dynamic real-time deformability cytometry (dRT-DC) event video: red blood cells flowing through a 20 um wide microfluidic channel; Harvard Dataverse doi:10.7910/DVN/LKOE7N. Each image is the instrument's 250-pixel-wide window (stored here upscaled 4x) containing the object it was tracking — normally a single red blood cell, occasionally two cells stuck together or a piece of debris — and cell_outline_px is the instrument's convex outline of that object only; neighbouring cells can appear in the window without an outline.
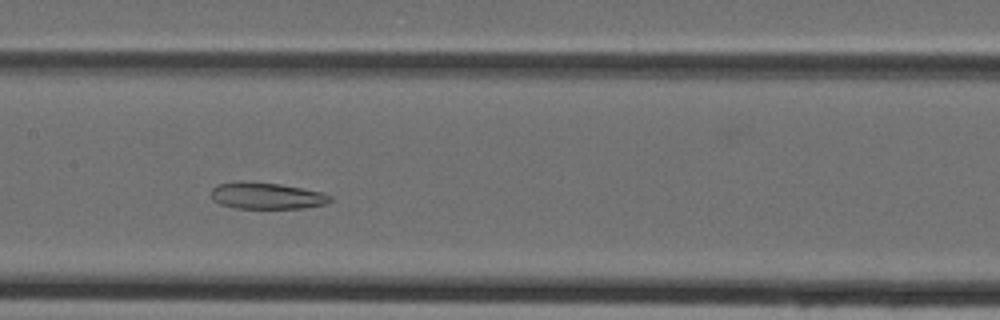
{"species": "Egyptian fruit bat (a non-hibernating species)", "species_latin": "Rousettus aegyptiacus", "temperature_condition": "cold", "stored_images_in_passage": 39, "camera_frame_rate_fps": 3000, "um_per_image_px": 0.085, "animal": {"sex": "female"}, "frame": {"image": 1, "passage_image": 16, "time_ms": 5.0, "image_size_px": [1000, 320], "cell_outline_px": [[332, 200], [324, 204], [304, 208], [236, 208], [220, 204], [212, 200], [212, 188], [216, 184], [236, 180], [244, 180], [280, 184], [324, 192], [332, 196]], "centroid_in_image_um": [22.63, 16.62], "position_along_channel_um": 184.8, "area_um2": 18.73}}
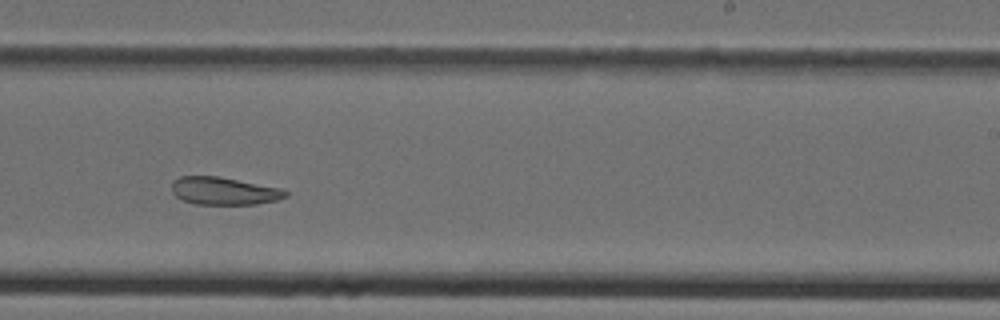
{"frame": {"image": 2, "passage_image": 22, "time_ms": 7.0, "image_size_px": [1000, 320], "cell_outline_px": [[288, 196], [280, 200], [256, 204], [196, 204], [184, 200], [176, 196], [172, 192], [172, 180], [180, 176], [220, 176], [280, 188], [288, 192]], "centroid_in_image_um": [19.05, 16.23], "position_along_channel_um": 269.9, "area_um2": 18.44}}
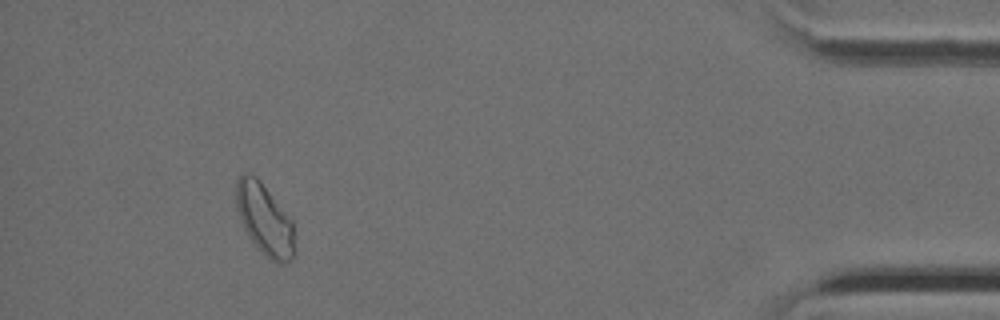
{"frame": {"image": 3, "passage_image": 36, "time_ms": 11.667, "image_size_px": [1000, 320], "cell_outline_px": [[296, 256], [292, 260], [280, 264], [272, 260], [252, 240], [244, 228], [240, 220], [236, 204], [236, 180], [240, 172], [248, 172], [256, 176], [260, 180], [292, 220]], "centroid_in_image_um": [22.5, 18.61], "position_along_channel_um": 412.7, "area_um2": 24.22}}